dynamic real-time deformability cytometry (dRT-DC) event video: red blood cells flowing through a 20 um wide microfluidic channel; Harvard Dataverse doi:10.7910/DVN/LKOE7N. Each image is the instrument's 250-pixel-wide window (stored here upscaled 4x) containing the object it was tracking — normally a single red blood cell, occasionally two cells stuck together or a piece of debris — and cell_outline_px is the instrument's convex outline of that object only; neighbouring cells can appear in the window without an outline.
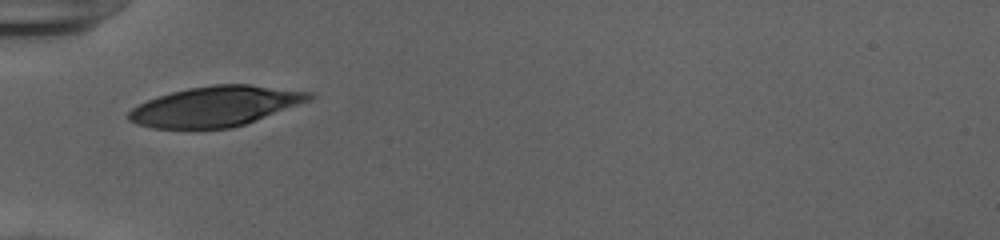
{"species": "human", "species_latin": "Homo sapiens", "temperature_condition": "cold", "stored_images_in_passage": 35, "camera_frame_rate_fps": 3000, "um_per_image_px": 0.085, "donor": {"sex": "female"}, "frame": {"image": 1, "passage_image": 1, "time_ms": 0.0, "image_size_px": [1000, 240], "cell_outline_px": [[316, 96], [312, 100], [244, 124], [232, 128], [152, 128], [136, 124], [128, 120], [128, 112], [132, 108], [148, 100], [172, 92], [188, 88], [212, 84], [248, 84], [312, 92]], "centroid_in_image_um": [18.34, 9.03], "position_along_channel_um": 66.7, "area_um2": 41.96}}
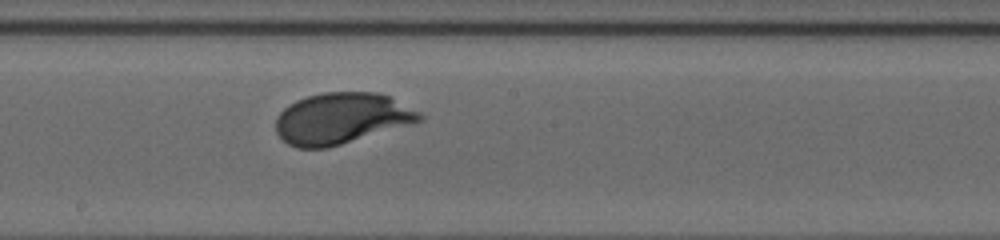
{"frame": {"image": 2, "passage_image": 13, "time_ms": 4.0, "image_size_px": [1000, 240], "cell_outline_px": [[424, 120], [328, 148], [296, 148], [288, 144], [276, 132], [276, 116], [284, 108], [296, 100], [308, 96], [324, 92], [376, 92], [388, 96], [420, 112], [424, 116]], "centroid_in_image_um": [29.0, 10.07], "position_along_channel_um": 219.2, "area_um2": 42.66}}
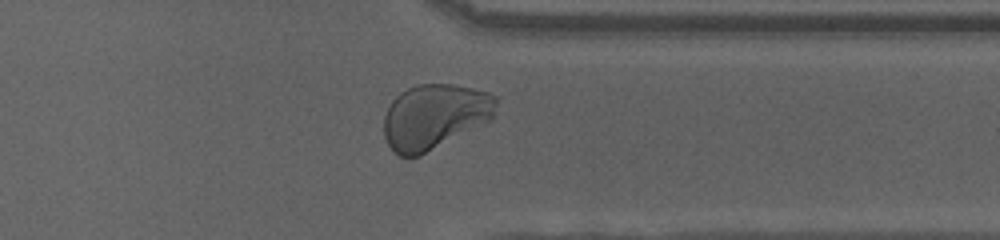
{"frame": {"image": 3, "passage_image": 25, "time_ms": 8.0, "image_size_px": [1000, 240], "cell_outline_px": [[496, 104], [492, 120], [420, 156], [400, 156], [388, 144], [384, 136], [384, 116], [392, 100], [400, 92], [416, 84], [452, 84], [472, 88], [488, 92], [496, 96]], "centroid_in_image_um": [36.95, 9.9], "position_along_channel_um": 374.5, "area_um2": 42.54}, "authors_computed_cell_mechanics": {"area_um2": 42.5986, "velocity_mm_per_s": 3.8921, "shape_relaxation_time_tau1_ms": 2.2232, "shape_relaxation_time_tau2_ms": null, "deformation_change_tau1": 0.1601, "deformation_change_tau2": null}}